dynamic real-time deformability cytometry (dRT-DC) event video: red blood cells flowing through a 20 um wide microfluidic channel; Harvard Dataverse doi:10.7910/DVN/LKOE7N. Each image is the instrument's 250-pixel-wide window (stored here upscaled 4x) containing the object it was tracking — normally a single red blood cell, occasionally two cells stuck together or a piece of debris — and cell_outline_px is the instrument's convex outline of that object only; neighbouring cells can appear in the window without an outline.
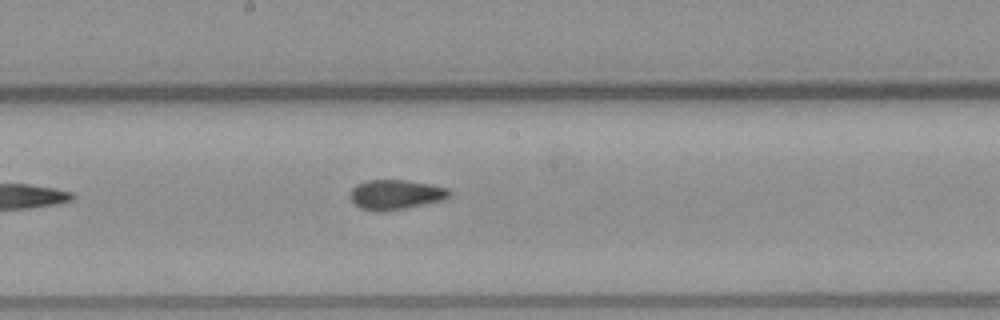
{"species": "common noctule bat (a hibernating species)", "species_latin": "Nyctalus noctula", "temperature_condition": "warm", "stored_images_in_passage": 8, "camera_frame_rate_fps": 3000, "um_per_image_px": 0.085, "animal": {"sex": "male", "body_mass_g": 23.1, "forearm_length_mm": 52.7}, "frame": {"image": 1, "passage_image": 8, "time_ms": 9.333, "image_size_px": [1000, 320], "cell_outline_px": [[452, 196], [444, 200], [408, 208], [384, 212], [376, 212], [360, 208], [352, 204], [348, 196], [352, 188], [356, 184], [368, 180], [404, 180], [428, 184], [448, 188], [452, 192]], "centroid_in_image_um": [33.61, 16.56], "position_along_channel_um": 214.6, "area_um2": 17.69}}